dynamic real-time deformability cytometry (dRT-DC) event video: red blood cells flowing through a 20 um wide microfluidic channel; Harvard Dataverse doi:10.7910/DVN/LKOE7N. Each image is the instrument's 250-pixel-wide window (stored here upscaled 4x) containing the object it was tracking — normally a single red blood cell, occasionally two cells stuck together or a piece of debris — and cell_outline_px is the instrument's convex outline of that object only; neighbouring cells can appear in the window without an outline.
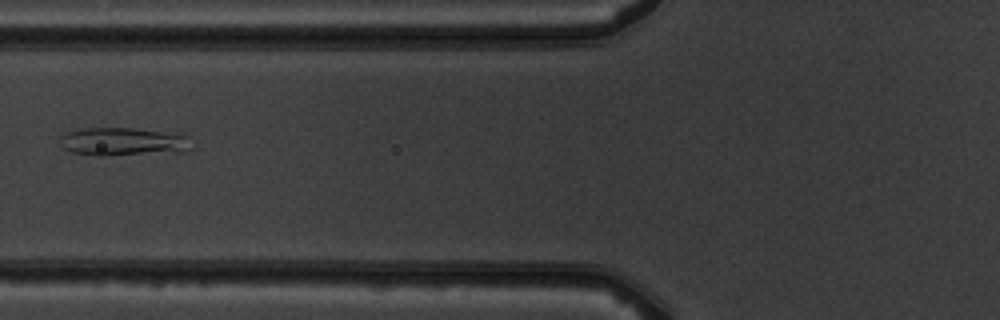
{"species": "common noctule bat (a hibernating species)", "species_latin": "Nyctalus noctula", "temperature_condition": "warm", "stored_images_in_passage": 7, "camera_frame_rate_fps": 3000, "um_per_image_px": 0.085, "animal": {"sex": "male", "body_mass_g": 19.5, "forearm_length_mm": 54.6}, "frame": {"image": 1, "passage_image": 6, "time_ms": 6.667, "image_size_px": [1000, 320], "cell_outline_px": [[192, 148], [184, 152], [104, 156], [96, 156], [72, 152], [64, 148], [60, 144], [60, 136], [64, 132], [84, 128], [132, 128], [188, 136]], "centroid_in_image_um": [10.43, 12.06], "position_along_channel_um": 115.4, "area_um2": 21.73}}